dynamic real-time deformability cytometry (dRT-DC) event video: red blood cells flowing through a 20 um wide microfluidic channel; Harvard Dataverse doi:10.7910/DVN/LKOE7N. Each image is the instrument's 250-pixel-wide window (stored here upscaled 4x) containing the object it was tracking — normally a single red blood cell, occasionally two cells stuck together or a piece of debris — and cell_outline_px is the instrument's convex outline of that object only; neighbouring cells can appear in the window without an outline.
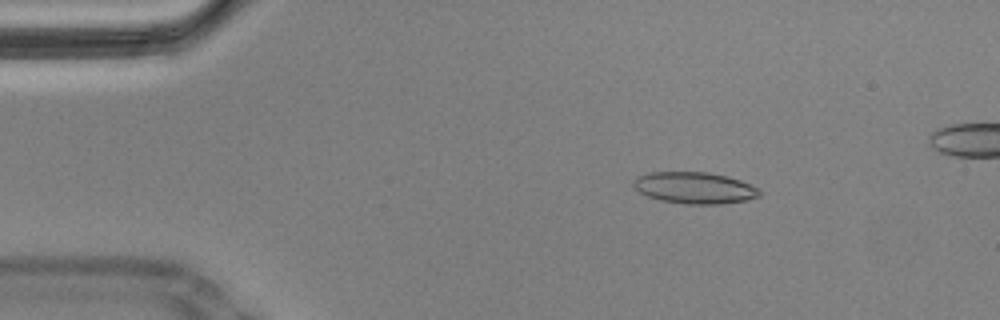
{"species": "Egyptian fruit bat (a non-hibernating species)", "species_latin": "Rousettus aegyptiacus", "temperature_condition": "cold", "stored_images_in_passage": 54, "camera_frame_rate_fps": 3000, "um_per_image_px": 0.085, "animal": {"sex": "male"}, "frame": {"image": 1, "passage_image": 9, "time_ms": 2.667, "image_size_px": [1000, 320], "cell_outline_px": [[760, 196], [748, 200], [720, 204], [688, 204], [660, 200], [648, 196], [640, 192], [632, 184], [632, 180], [636, 176], [648, 172], [708, 172], [740, 180], [756, 188], [760, 192]], "centroid_in_image_um": [58.99, 15.96], "position_along_channel_um": 26.0, "area_um2": 23.06}}
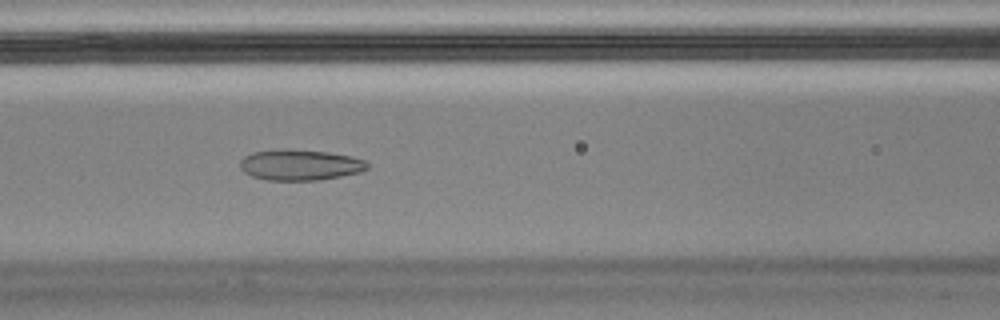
{"frame": {"image": 2, "passage_image": 24, "time_ms": 7.667, "image_size_px": [1000, 320], "cell_outline_px": [[368, 168], [360, 172], [320, 180], [268, 180], [252, 176], [244, 172], [240, 168], [240, 160], [244, 156], [252, 152], [328, 152], [352, 156], [364, 160], [368, 164]], "centroid_in_image_um": [25.53, 14.07], "position_along_channel_um": 141.1, "area_um2": 21.85}}